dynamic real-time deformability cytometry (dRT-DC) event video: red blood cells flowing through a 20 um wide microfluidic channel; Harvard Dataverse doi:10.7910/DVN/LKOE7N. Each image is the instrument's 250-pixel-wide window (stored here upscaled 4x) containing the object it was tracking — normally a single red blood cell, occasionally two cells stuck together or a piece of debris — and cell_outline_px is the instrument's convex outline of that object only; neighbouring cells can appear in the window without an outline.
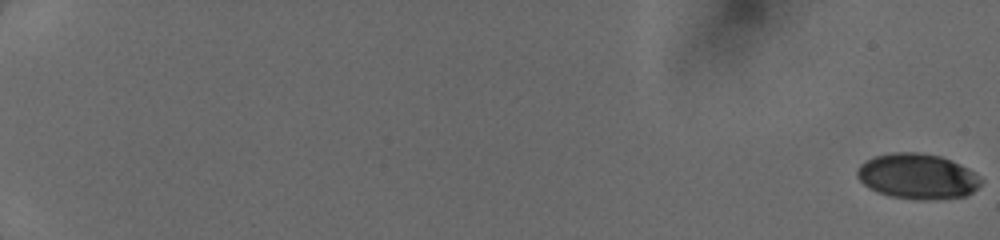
{"species": "human", "species_latin": "Homo sapiens", "temperature_condition": "cold", "stored_images_in_passage": 18, "camera_frame_rate_fps": 3000, "um_per_image_px": 0.085, "donor": {"sex": "female"}, "frame": {"image": 1, "passage_image": 1, "time_ms": 0.0, "image_size_px": [1000, 240], "cell_outline_px": [[984, 180], [968, 196], [936, 200], [916, 200], [888, 196], [876, 192], [868, 188], [856, 176], [856, 172], [860, 164], [876, 156], [892, 152], [916, 152], [940, 156], [952, 160], [968, 168], [980, 176]], "centroid_in_image_um": [78.0, 15.01], "position_along_channel_um": 7.0, "area_um2": 33.12}}
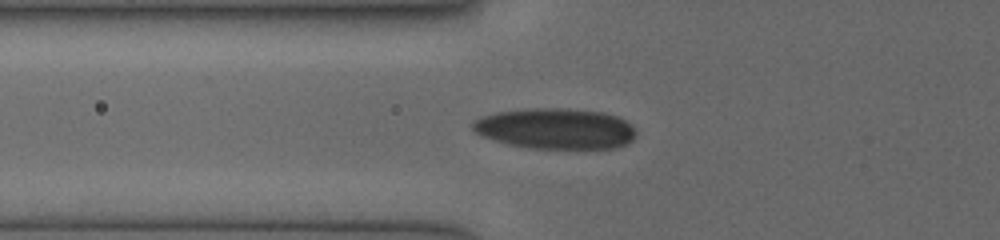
{"frame": {"image": 2, "passage_image": 16, "time_ms": 7.333, "image_size_px": [1000, 240], "cell_outline_px": [[636, 136], [628, 144], [616, 148], [528, 148], [508, 144], [492, 140], [480, 136], [472, 128], [472, 120], [480, 116], [496, 112], [520, 108], [568, 108], [604, 112], [616, 116], [632, 124], [636, 132]], "centroid_in_image_um": [47.19, 10.92], "position_along_channel_um": 78.6, "area_um2": 39.36}}
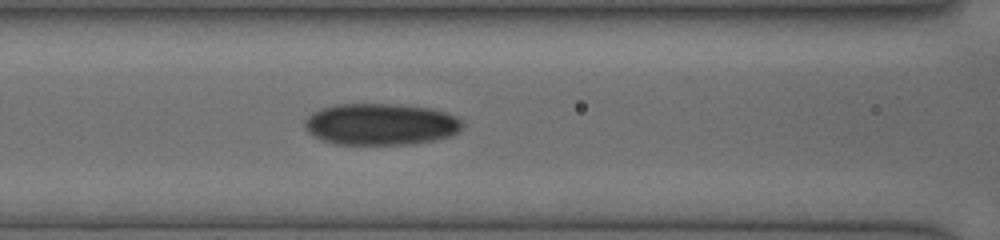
{"frame": {"image": 3, "passage_image": 18, "time_ms": 8.667, "image_size_px": [1000, 240], "cell_outline_px": [[464, 124], [456, 132], [448, 136], [432, 140], [412, 144], [332, 144], [312, 136], [304, 128], [304, 124], [308, 116], [320, 108], [336, 104], [392, 104], [428, 108], [448, 112], [456, 116]], "centroid_in_image_um": [32.31, 10.56], "position_along_channel_um": 134.3, "area_um2": 38.21}}